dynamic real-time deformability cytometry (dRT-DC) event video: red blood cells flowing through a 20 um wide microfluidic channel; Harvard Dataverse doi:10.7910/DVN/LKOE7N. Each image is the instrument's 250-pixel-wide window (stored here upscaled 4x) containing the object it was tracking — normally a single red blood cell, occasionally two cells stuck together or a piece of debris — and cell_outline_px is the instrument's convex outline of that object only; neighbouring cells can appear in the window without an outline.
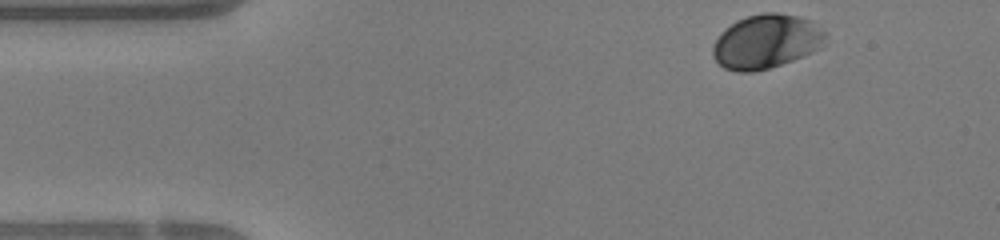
{"species": "human", "species_latin": "Homo sapiens", "temperature_condition": "warm", "stored_images_in_passage": 42, "camera_frame_rate_fps": 3000, "um_per_image_px": 0.085, "donor": {"sex": "female"}, "frame": {"image": 1, "passage_image": 1, "time_ms": 0.0, "image_size_px": [1000, 240], "cell_outline_px": [[828, 36], [820, 48], [812, 52], [792, 60], [768, 68], [752, 72], [736, 72], [724, 68], [712, 56], [712, 48], [716, 40], [736, 20], [748, 16], [764, 12], [776, 12], [800, 16], [812, 20], [828, 32]], "centroid_in_image_um": [65.19, 3.52], "position_along_channel_um": 19.8, "area_um2": 35.55}}
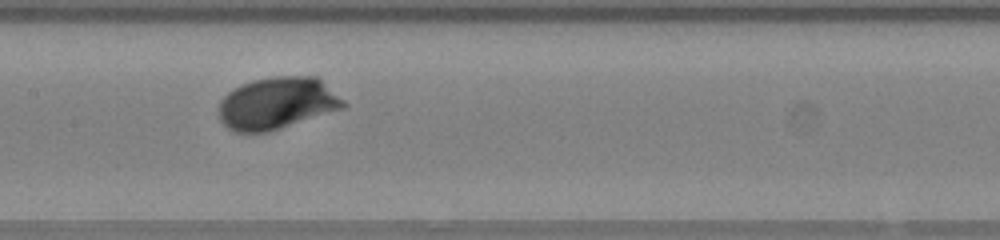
{"frame": {"image": 2, "passage_image": 18, "time_ms": 5.667, "image_size_px": [1000, 240], "cell_outline_px": [[348, 104], [344, 108], [268, 132], [236, 132], [228, 128], [220, 120], [216, 112], [220, 100], [228, 92], [240, 84], [252, 80], [272, 76], [316, 76], [344, 100]], "centroid_in_image_um": [23.51, 8.77], "position_along_channel_um": 183.9, "area_um2": 37.97}}
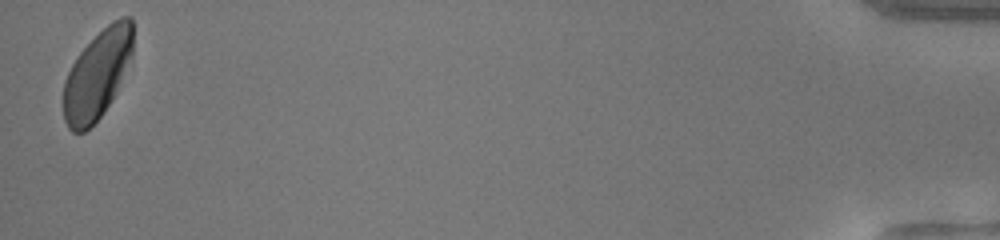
{"frame": {"image": 3, "passage_image": 42, "time_ms": 13.667, "image_size_px": [1000, 240], "cell_outline_px": [[132, 56], [116, 92], [100, 116], [84, 132], [72, 132], [68, 128], [64, 120], [64, 80], [76, 56], [112, 20], [120, 16], [132, 16]], "centroid_in_image_um": [8.27, 6.32], "position_along_channel_um": 426.9, "area_um2": 35.49}, "authors_computed_cell_mechanics": {"area_um2": 36.1539, "velocity_mm_per_s": 4.2953, "shape_relaxation_time_tau1_ms": 1.5359, "shape_relaxation_time_tau2_ms": null, "deformation_change_tau1": 0.1074, "deformation_change_tau2": null}}